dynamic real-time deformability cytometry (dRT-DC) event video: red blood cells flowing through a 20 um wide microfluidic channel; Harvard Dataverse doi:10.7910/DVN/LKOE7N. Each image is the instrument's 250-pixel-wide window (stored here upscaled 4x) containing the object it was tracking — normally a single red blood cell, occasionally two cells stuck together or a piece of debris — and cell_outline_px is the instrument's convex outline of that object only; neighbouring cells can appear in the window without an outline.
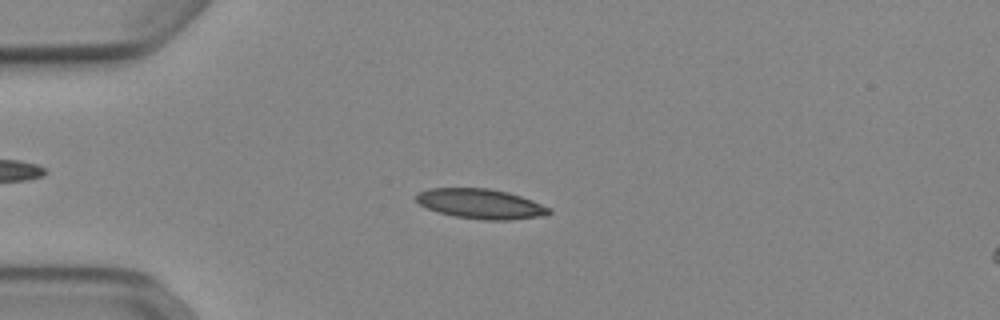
{"species": "Egyptian fruit bat (a non-hibernating species)", "species_latin": "Rousettus aegyptiacus", "temperature_condition": "cold", "stored_images_in_passage": 52, "camera_frame_rate_fps": 3000, "um_per_image_px": 0.085, "animal": {"sex": "female"}, "frame": {"image": 1, "passage_image": 13, "time_ms": 4.0, "image_size_px": [1000, 320], "cell_outline_px": [[552, 212], [544, 216], [508, 220], [484, 220], [452, 216], [428, 208], [420, 204], [416, 200], [416, 196], [420, 192], [428, 188], [488, 188], [508, 192], [532, 200], [552, 208]], "centroid_in_image_um": [40.9, 17.33], "position_along_channel_um": 44.1, "area_um2": 23.12}}
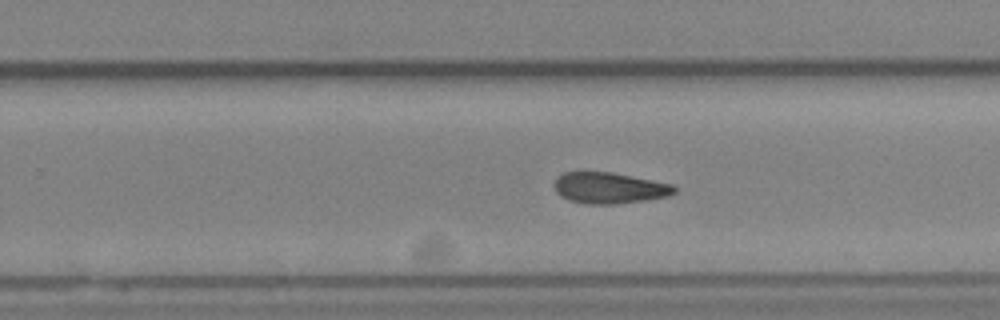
{"frame": {"image": 2, "passage_image": 33, "time_ms": 10.667, "image_size_px": [1000, 320], "cell_outline_px": [[676, 192], [668, 196], [644, 200], [616, 204], [584, 204], [568, 200], [560, 196], [556, 192], [552, 184], [556, 176], [564, 172], [612, 172], [672, 184], [676, 188]], "centroid_in_image_um": [51.73, 15.98], "position_along_channel_um": 278.1, "area_um2": 21.96}}
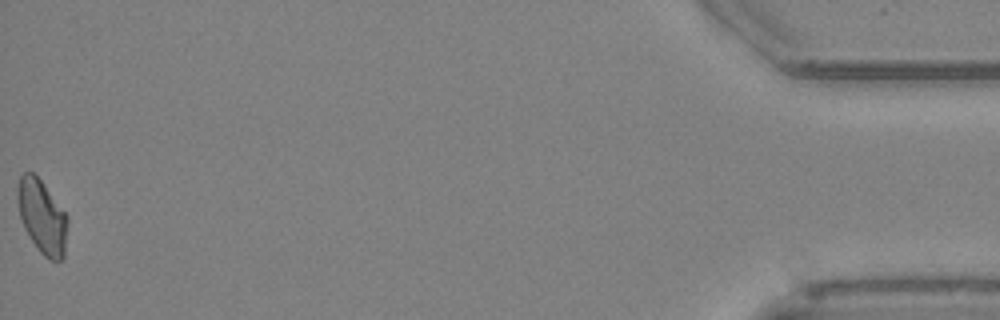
{"frame": {"image": 3, "passage_image": 52, "time_ms": 17.0, "image_size_px": [1000, 320], "cell_outline_px": [[68, 220], [64, 256], [60, 260], [48, 260], [40, 252], [24, 228], [20, 216], [16, 200], [16, 188], [20, 176], [24, 172], [32, 172], [40, 180], [68, 216]], "centroid_in_image_um": [3.56, 18.42], "position_along_channel_um": 431.6, "area_um2": 21.39}, "authors_computed_cell_mechanics": {"area_um2": 22.0507, "velocity_mm_per_s": 3.8846, "shape_relaxation_time_tau1_ms": null, "shape_relaxation_time_tau2_ms": 6.1909, "deformation_change_tau1": null, "deformation_change_tau2": 0.1359}}